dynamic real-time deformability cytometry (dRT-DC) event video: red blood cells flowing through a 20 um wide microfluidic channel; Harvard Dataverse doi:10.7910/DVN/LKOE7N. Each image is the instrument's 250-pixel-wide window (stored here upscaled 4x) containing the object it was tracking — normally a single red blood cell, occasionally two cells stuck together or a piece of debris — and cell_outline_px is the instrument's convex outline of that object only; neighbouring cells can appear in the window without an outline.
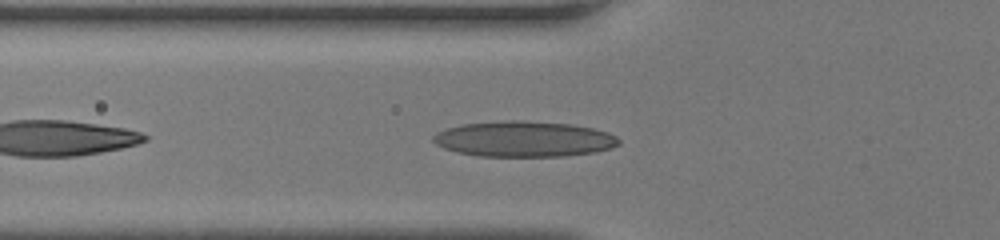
{"species": "human", "species_latin": "Homo sapiens", "temperature_condition": "room temperature", "stored_images_in_passage": 33, "camera_frame_rate_fps": 3000, "um_per_image_px": 0.085, "donor": {"sex": "female"}, "frame": {"image": 1, "passage_image": 4, "time_ms": 1.0, "image_size_px": [1000, 240], "cell_outline_px": [[620, 144], [612, 148], [596, 152], [564, 156], [480, 156], [456, 152], [444, 148], [436, 144], [432, 140], [432, 136], [436, 132], [448, 128], [464, 124], [504, 120], [516, 120], [572, 124], [592, 128], [608, 132], [616, 136], [620, 140]], "centroid_in_image_um": [44.55, 11.82], "position_along_channel_um": 81.3, "area_um2": 38.61}}
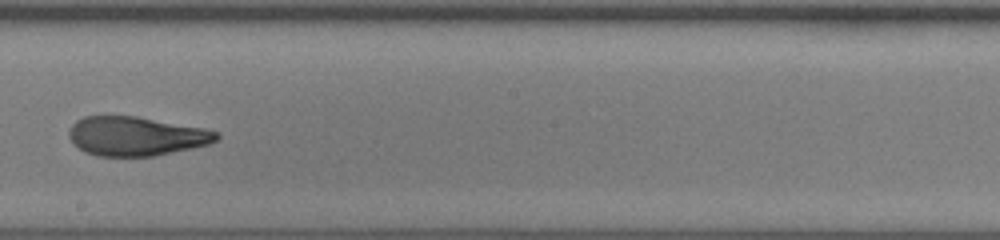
{"frame": {"image": 2, "passage_image": 14, "time_ms": 4.333, "image_size_px": [1000, 240], "cell_outline_px": [[220, 136], [216, 140], [208, 144], [192, 148], [152, 156], [96, 156], [84, 152], [72, 144], [68, 136], [68, 128], [76, 120], [84, 116], [136, 116], [204, 128], [220, 132]], "centroid_in_image_um": [11.52, 11.57], "position_along_channel_um": 236.7, "area_um2": 33.81}}
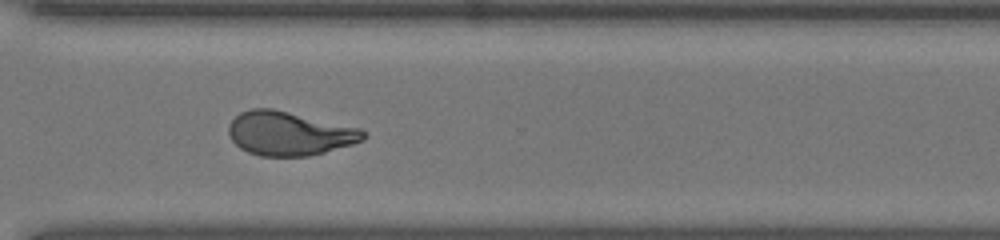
{"frame": {"image": 3, "passage_image": 21, "time_ms": 6.667, "image_size_px": [1000, 240], "cell_outline_px": [[368, 136], [364, 140], [352, 144], [324, 152], [308, 156], [260, 156], [248, 152], [240, 148], [232, 140], [228, 132], [228, 124], [240, 112], [252, 108], [272, 108], [360, 128]], "centroid_in_image_um": [24.57, 11.34], "position_along_channel_um": 346.0, "area_um2": 34.39}}